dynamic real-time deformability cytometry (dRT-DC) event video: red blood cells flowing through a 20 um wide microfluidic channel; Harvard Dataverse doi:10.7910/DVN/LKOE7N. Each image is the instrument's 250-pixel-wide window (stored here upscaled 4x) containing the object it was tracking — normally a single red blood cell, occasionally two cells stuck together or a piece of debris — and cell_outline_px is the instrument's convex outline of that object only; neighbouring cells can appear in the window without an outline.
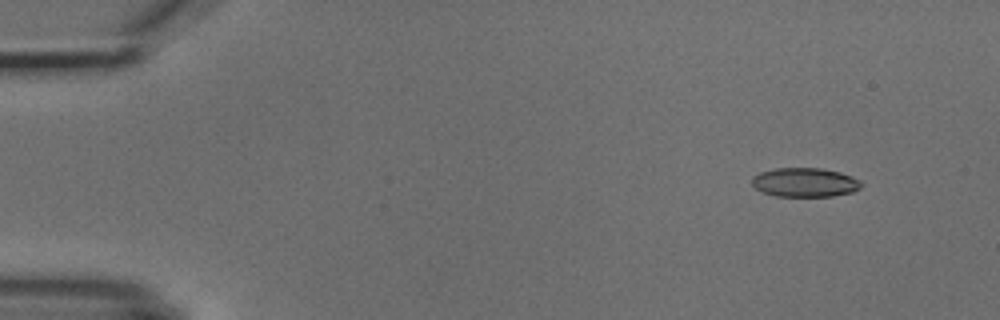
{"species": "common noctule bat (a hibernating species)", "species_latin": "Nyctalus noctula", "temperature_condition": "cold", "stored_images_in_passage": 5, "camera_frame_rate_fps": 3000, "um_per_image_px": 0.085, "animal": {"sex": "male", "body_mass_g": 18.8}, "frame": {"image": 1, "passage_image": 2, "time_ms": 1.0, "image_size_px": [1000, 320], "cell_outline_px": [[864, 184], [860, 188], [852, 192], [832, 196], [776, 196], [764, 192], [756, 188], [752, 184], [752, 176], [760, 172], [776, 168], [820, 168], [840, 172], [852, 176], [860, 180]], "centroid_in_image_um": [68.44, 15.49], "position_along_channel_um": 16.6, "area_um2": 18.55}}
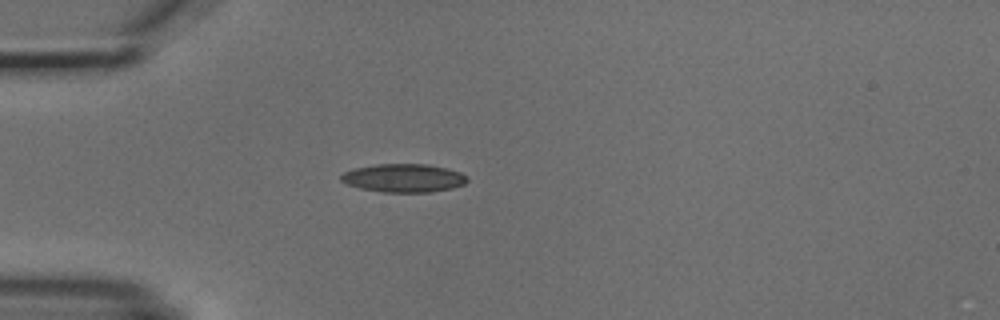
{"frame": {"image": 2, "passage_image": 4, "time_ms": 4.333, "image_size_px": [1000, 320], "cell_outline_px": [[468, 180], [464, 184], [452, 188], [432, 192], [384, 192], [360, 188], [348, 184], [340, 180], [340, 176], [344, 172], [356, 168], [376, 164], [428, 164], [448, 168], [460, 172], [468, 176]], "centroid_in_image_um": [34.35, 15.13], "position_along_channel_um": 50.7, "area_um2": 20.87}}